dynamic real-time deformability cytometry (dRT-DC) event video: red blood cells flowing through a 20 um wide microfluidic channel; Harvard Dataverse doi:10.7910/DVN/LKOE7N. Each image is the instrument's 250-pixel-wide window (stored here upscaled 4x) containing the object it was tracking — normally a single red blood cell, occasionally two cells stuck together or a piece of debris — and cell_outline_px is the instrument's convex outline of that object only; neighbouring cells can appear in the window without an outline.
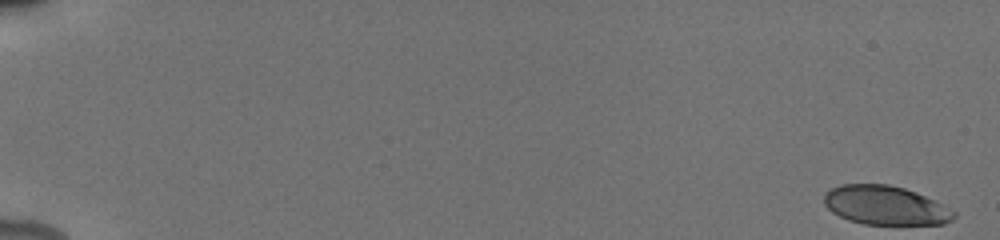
{"species": "human", "species_latin": "Homo sapiens", "temperature_condition": "cold", "stored_images_in_passage": 21, "camera_frame_rate_fps": 3000, "um_per_image_px": 0.085, "donor": {"sex": "male"}, "frame": {"image": 1, "passage_image": 1, "time_ms": 0.0, "image_size_px": [1000, 240], "cell_outline_px": [[956, 216], [952, 220], [944, 224], [864, 224], [848, 220], [832, 212], [824, 204], [824, 192], [840, 184], [888, 184], [904, 188], [916, 192], [956, 212]], "centroid_in_image_um": [75.22, 17.45], "position_along_channel_um": 9.8, "area_um2": 29.36}}
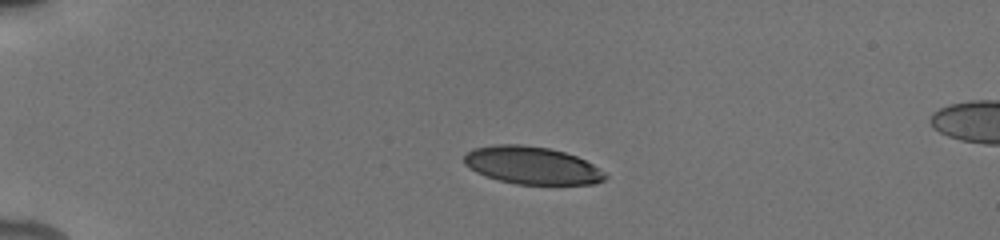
{"frame": {"image": 2, "passage_image": 12, "time_ms": 4.333, "image_size_px": [1000, 240], "cell_outline_px": [[608, 176], [604, 180], [596, 184], [516, 184], [484, 176], [476, 172], [464, 164], [464, 156], [472, 148], [496, 144], [524, 144], [548, 148], [564, 152], [576, 156], [592, 164], [604, 172]], "centroid_in_image_um": [45.2, 14.05], "position_along_channel_um": 39.8, "area_um2": 30.92}}